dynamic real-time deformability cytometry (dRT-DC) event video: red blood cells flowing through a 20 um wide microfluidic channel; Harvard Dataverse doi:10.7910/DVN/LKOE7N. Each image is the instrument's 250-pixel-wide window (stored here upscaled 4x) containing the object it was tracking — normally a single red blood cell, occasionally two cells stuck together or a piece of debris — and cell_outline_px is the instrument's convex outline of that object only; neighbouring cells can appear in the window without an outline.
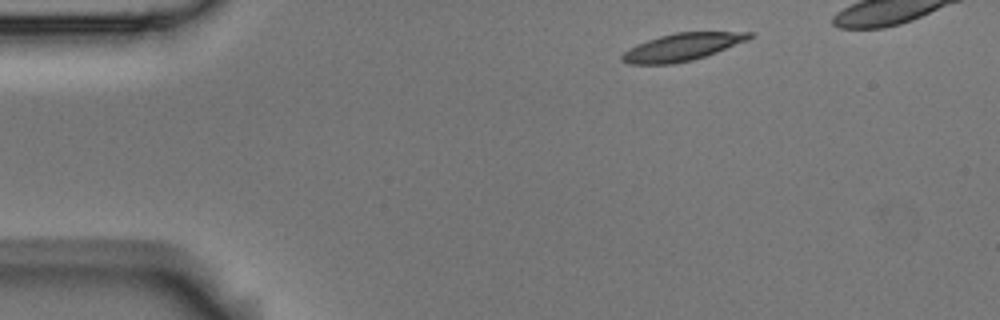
{"species": "Egyptian fruit bat (a non-hibernating species)", "species_latin": "Rousettus aegyptiacus", "temperature_condition": "room temperature", "stored_images_in_passage": 4, "camera_frame_rate_fps": 3000, "um_per_image_px": 0.085, "animal": {"sex": "male"}, "frame": {"image": 1, "passage_image": 1, "time_ms": 0.0, "image_size_px": [1000, 320], "cell_outline_px": [[756, 36], [748, 40], [716, 52], [692, 60], [672, 64], [628, 64], [620, 60], [620, 56], [624, 52], [648, 40], [660, 36], [676, 32], [756, 32]], "centroid_in_image_um": [58.03, 3.99], "position_along_channel_um": 27.0, "area_um2": 20.17}}